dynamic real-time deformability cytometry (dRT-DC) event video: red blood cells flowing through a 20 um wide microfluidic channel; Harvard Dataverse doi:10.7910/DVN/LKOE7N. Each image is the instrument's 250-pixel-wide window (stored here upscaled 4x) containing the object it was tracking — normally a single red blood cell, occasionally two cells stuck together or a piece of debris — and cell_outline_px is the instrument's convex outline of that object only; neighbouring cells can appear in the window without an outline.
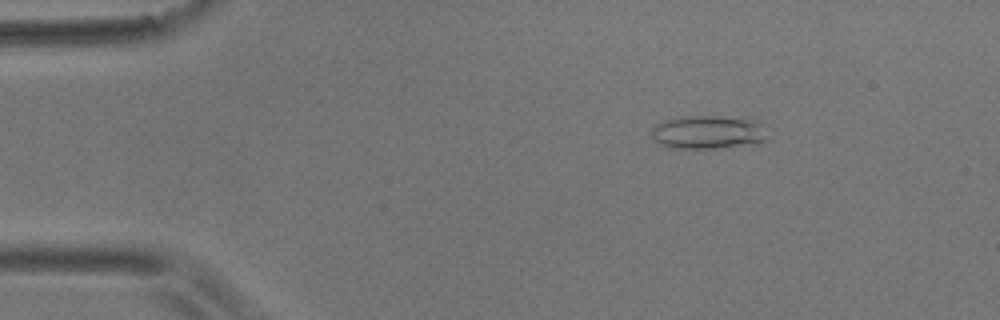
{"species": "common noctule bat (a hibernating species)", "species_latin": "Nyctalus noctula", "temperature_condition": "room temperature", "stored_images_in_passage": 6, "camera_frame_rate_fps": 3000, "um_per_image_px": 0.085, "animal": {"sex": "male", "body_mass_g": 17.9}, "frame": {"image": 1, "passage_image": 3, "time_ms": 2.333, "image_size_px": [1000, 320], "cell_outline_px": [[764, 140], [760, 144], [716, 148], [672, 148], [660, 144], [652, 140], [652, 128], [656, 124], [664, 120], [680, 116], [744, 116], [756, 120], [760, 124]], "centroid_in_image_um": [60.15, 11.22], "position_along_channel_um": 24.8, "area_um2": 22.89}}
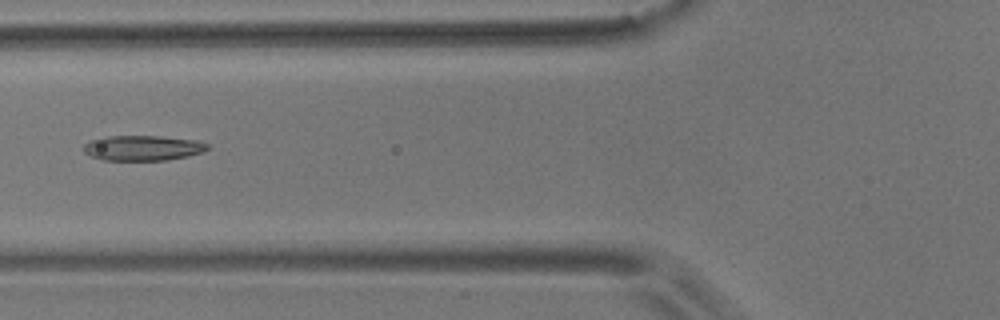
{"frame": {"image": 2, "passage_image": 6, "time_ms": 6.667, "image_size_px": [1000, 320], "cell_outline_px": [[208, 148], [204, 152], [188, 156], [168, 160], [104, 160], [92, 156], [84, 152], [84, 144], [88, 140], [104, 136], [160, 136], [196, 140], [208, 144]], "centroid_in_image_um": [12.13, 12.57], "position_along_channel_um": 113.7, "area_um2": 18.26}}